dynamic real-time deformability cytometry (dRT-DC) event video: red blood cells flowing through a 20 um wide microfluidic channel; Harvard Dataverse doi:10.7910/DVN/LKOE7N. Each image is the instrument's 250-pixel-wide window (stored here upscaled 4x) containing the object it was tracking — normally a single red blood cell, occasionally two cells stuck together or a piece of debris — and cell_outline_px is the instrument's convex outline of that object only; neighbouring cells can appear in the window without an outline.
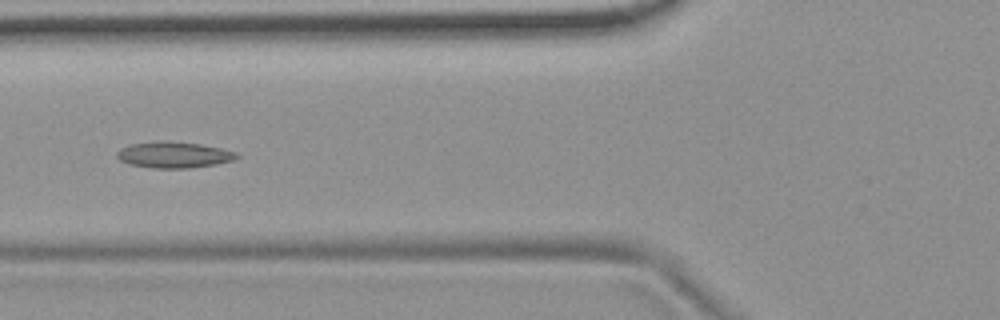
{"species": "common noctule bat (a hibernating species)", "species_latin": "Nyctalus noctula", "temperature_condition": "room temperature", "stored_images_in_passage": 13, "camera_frame_rate_fps": 3000, "um_per_image_px": 0.085, "animal": {"sex": "female", "body_mass_g": 19.9}, "frame": {"image": 1, "passage_image": 8, "time_ms": 2.333, "image_size_px": [1000, 320], "cell_outline_px": [[240, 156], [236, 160], [216, 164], [188, 168], [152, 168], [128, 164], [120, 160], [116, 156], [116, 152], [120, 148], [128, 144], [156, 140], [164, 140], [200, 144], [220, 148], [236, 152]], "centroid_in_image_um": [14.74, 13.15], "position_along_channel_um": 111.1, "area_um2": 18.55}}
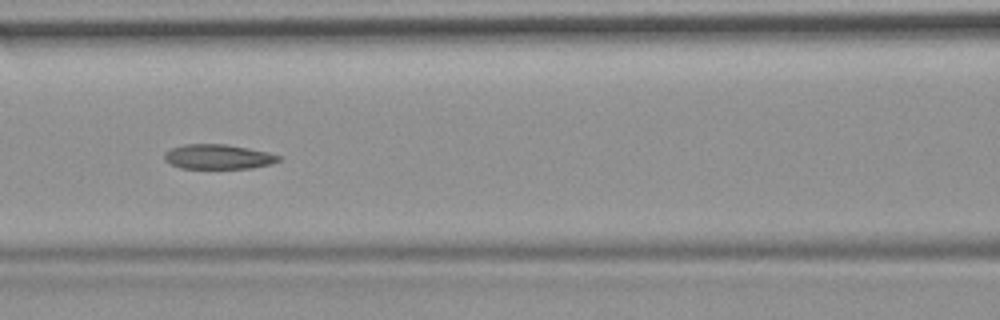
{"frame": {"image": 2, "passage_image": 11, "time_ms": 3.333, "image_size_px": [1000, 320], "cell_outline_px": [[280, 160], [272, 164], [252, 168], [180, 168], [164, 160], [164, 152], [172, 148], [184, 144], [224, 144], [248, 148], [268, 152], [280, 156]], "centroid_in_image_um": [18.54, 13.32], "position_along_channel_um": 148.1, "area_um2": 16.42}}